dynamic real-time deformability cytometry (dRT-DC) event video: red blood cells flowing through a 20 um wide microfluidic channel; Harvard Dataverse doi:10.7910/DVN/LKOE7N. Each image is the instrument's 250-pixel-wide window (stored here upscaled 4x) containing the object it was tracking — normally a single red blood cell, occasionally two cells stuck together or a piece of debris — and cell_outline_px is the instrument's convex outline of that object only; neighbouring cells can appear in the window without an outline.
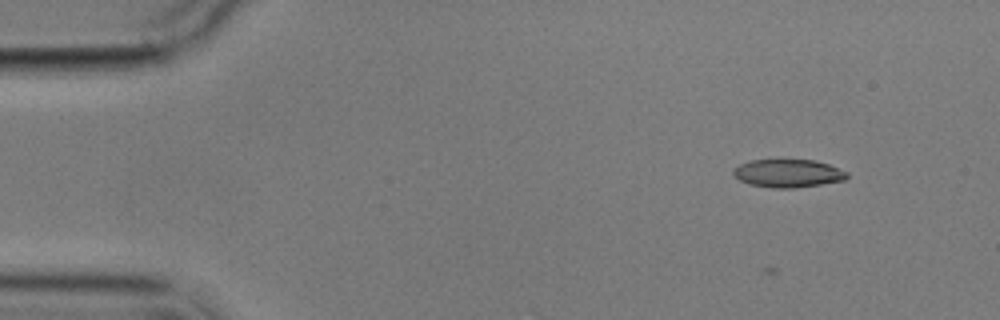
{"species": "common noctule bat (a hibernating species)", "species_latin": "Nyctalus noctula", "temperature_condition": "cold", "stored_images_in_passage": 6, "camera_frame_rate_fps": 3000, "um_per_image_px": 0.085, "animal": {"sex": "male", "body_mass_g": 17.9}, "frame": {"image": 1, "passage_image": 2, "time_ms": 1.333, "image_size_px": [1000, 320], "cell_outline_px": [[848, 176], [844, 180], [796, 188], [772, 188], [748, 184], [740, 180], [732, 172], [740, 164], [752, 160], [816, 160], [828, 164], [848, 172]], "centroid_in_image_um": [67.0, 14.74], "position_along_channel_um": 18.0, "area_um2": 18.44}}
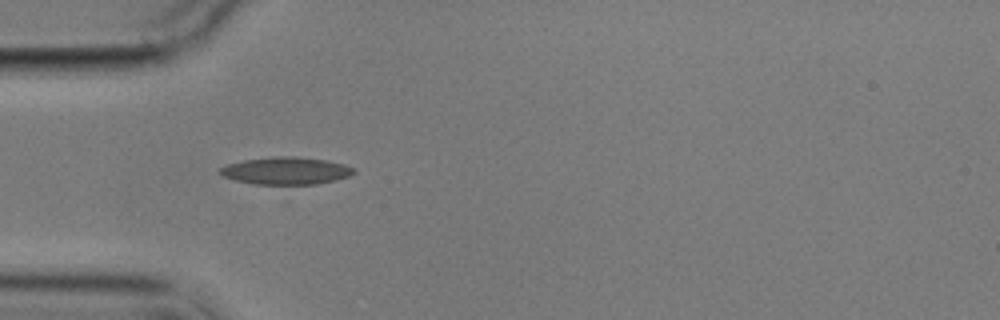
{"frame": {"image": 2, "passage_image": 5, "time_ms": 5.0, "image_size_px": [1000, 320], "cell_outline_px": [[356, 172], [348, 176], [336, 180], [316, 184], [252, 184], [236, 180], [224, 176], [216, 172], [220, 168], [228, 164], [244, 160], [276, 156], [296, 156], [324, 160], [344, 164], [356, 168]], "centroid_in_image_um": [24.31, 14.51], "position_along_channel_um": 60.7, "area_um2": 21.33}}
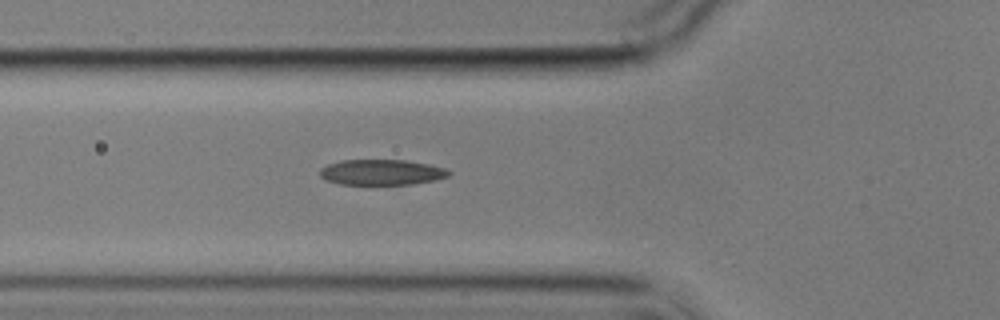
{"frame": {"image": 3, "passage_image": 6, "time_ms": 6.0, "image_size_px": [1000, 320], "cell_outline_px": [[452, 172], [448, 176], [436, 180], [412, 184], [340, 184], [328, 180], [320, 176], [320, 168], [328, 164], [340, 160], [404, 160], [428, 164], [444, 168]], "centroid_in_image_um": [32.44, 14.64], "position_along_channel_um": 93.4, "area_um2": 19.07}}